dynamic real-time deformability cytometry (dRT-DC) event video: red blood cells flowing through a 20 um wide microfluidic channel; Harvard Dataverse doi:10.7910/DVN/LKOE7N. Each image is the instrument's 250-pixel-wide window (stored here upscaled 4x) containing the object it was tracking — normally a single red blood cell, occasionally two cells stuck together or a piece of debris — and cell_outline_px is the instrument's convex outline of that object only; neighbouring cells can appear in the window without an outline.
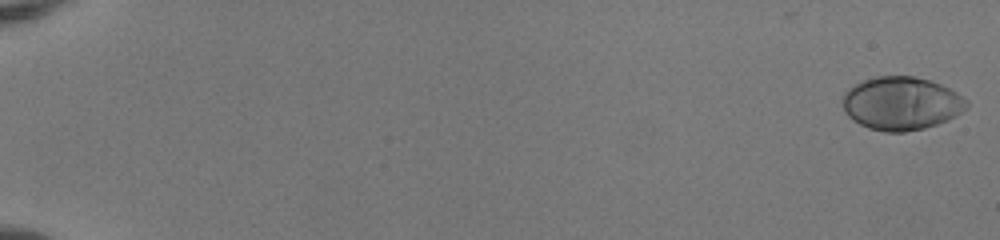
{"species": "human", "species_latin": "Homo sapiens", "temperature_condition": "room temperature", "stored_images_in_passage": 54, "camera_frame_rate_fps": 3000, "um_per_image_px": 0.085, "donor": {"sex": "female"}, "frame": {"image": 1, "passage_image": 1, "time_ms": 0.0, "image_size_px": [1000, 240], "cell_outline_px": [[968, 108], [956, 116], [948, 120], [924, 128], [904, 132], [884, 132], [868, 128], [852, 120], [848, 116], [844, 108], [844, 92], [848, 88], [864, 80], [876, 76], [912, 76], [928, 80], [940, 84], [956, 92], [968, 100]], "centroid_in_image_um": [76.63, 8.8], "position_along_channel_um": 8.4, "area_um2": 38.44}}
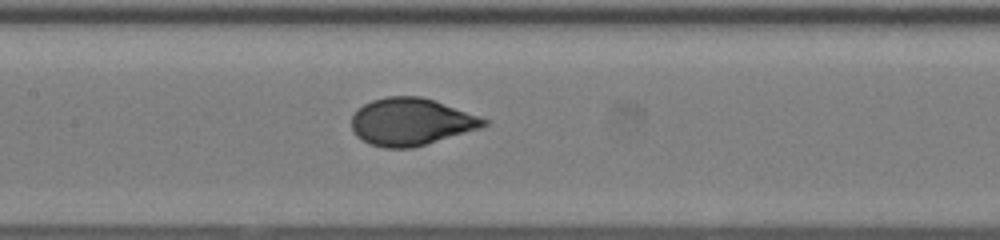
{"frame": {"image": 2, "passage_image": 29, "time_ms": 9.333, "image_size_px": [1000, 240], "cell_outline_px": [[488, 124], [484, 128], [412, 148], [384, 148], [372, 144], [356, 136], [352, 128], [352, 116], [364, 104], [372, 100], [388, 96], [420, 96], [480, 116], [488, 120]], "centroid_in_image_um": [34.98, 10.36], "position_along_channel_um": 172.4, "area_um2": 36.3}}
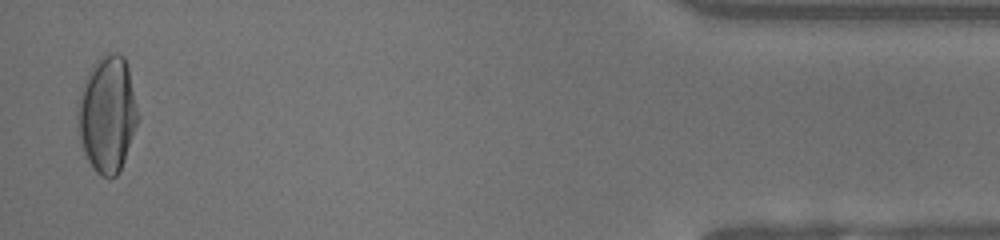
{"frame": {"image": 3, "passage_image": 53, "time_ms": 17.333, "image_size_px": [1000, 240], "cell_outline_px": [[140, 116], [120, 172], [116, 176], [100, 176], [96, 172], [88, 160], [80, 136], [76, 112], [84, 80], [100, 56], [124, 56], [128, 64]], "centroid_in_image_um": [9.15, 9.73], "position_along_channel_um": 426.0, "area_um2": 40.29}, "authors_computed_cell_mechanics": {"area_um2": 36.703, "velocity_mm_per_s": 3.9968, "shape_relaxation_time_tau1_ms": 4.5395, "shape_relaxation_time_tau2_ms": null, "deformation_change_tau1": 0.2163, "deformation_change_tau2": null}}